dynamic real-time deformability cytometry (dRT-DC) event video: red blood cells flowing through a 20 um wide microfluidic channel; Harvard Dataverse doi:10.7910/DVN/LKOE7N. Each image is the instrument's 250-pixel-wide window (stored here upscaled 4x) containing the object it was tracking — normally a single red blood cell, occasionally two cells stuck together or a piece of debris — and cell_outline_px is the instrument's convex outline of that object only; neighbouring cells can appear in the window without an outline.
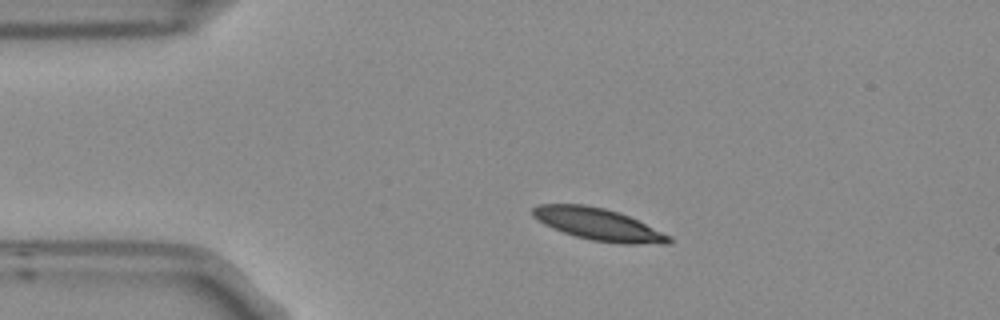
{"species": "Egyptian fruit bat (a non-hibernating species)", "species_latin": "Rousettus aegyptiacus", "temperature_condition": "room temperature", "stored_images_in_passage": 3, "segment_of_instrument_passage": [1, 2], "camera_frame_rate_fps": 3000, "um_per_image_px": 0.085, "frame": {"image": 1, "passage_image": 1, "time_ms": 0.0, "image_size_px": [1000, 320], "cell_outline_px": [[672, 240], [668, 244], [620, 244], [592, 240], [576, 236], [552, 228], [536, 220], [532, 216], [532, 208], [540, 204], [584, 204], [604, 208], [628, 216], [672, 236]], "centroid_in_image_um": [50.85, 19.07], "position_along_channel_um": 34.1, "area_um2": 25.37}}